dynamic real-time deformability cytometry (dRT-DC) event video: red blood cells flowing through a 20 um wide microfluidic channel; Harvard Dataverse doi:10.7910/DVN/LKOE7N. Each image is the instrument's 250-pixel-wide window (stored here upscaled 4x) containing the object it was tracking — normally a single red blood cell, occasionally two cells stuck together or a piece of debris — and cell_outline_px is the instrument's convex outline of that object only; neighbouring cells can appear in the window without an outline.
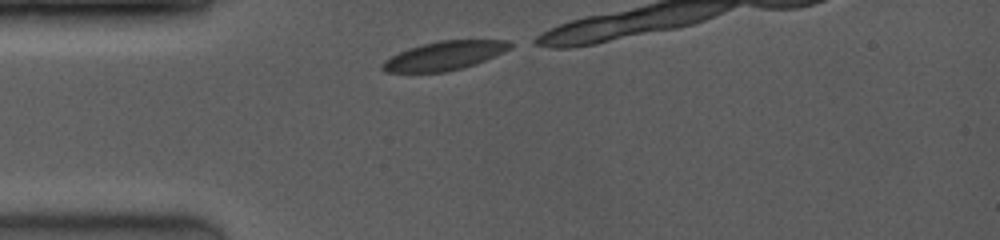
{"species": "common noctule bat (a hibernating species)", "species_latin": "Nyctalus noctula", "temperature_condition": "room temperature", "stored_images_in_passage": 12, "camera_frame_rate_fps": 4000, "um_per_image_px": 0.085, "animal": {"sex": "female", "body_mass_g": 19.0, "forearm_length_mm": 53.3}, "frame": {"image": 1, "passage_image": 1, "time_ms": 0.0, "image_size_px": [1000, 240], "cell_outline_px": [[520, 44], [504, 52], [476, 64], [464, 68], [444, 72], [384, 72], [380, 68], [380, 64], [384, 60], [408, 48], [440, 40], [512, 40]], "centroid_in_image_um": [37.85, 4.73], "position_along_channel_um": 47.1, "area_um2": 21.79}}
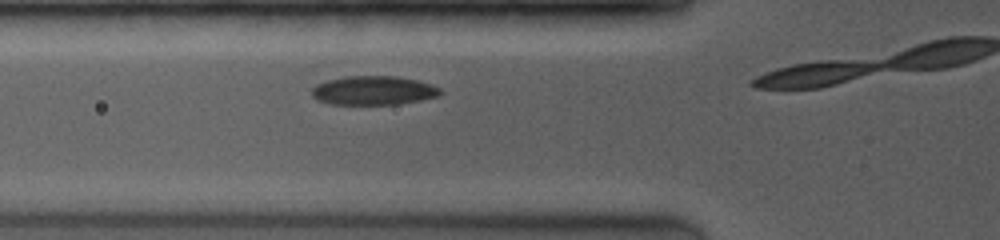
{"frame": {"image": 2, "passage_image": 8, "time_ms": 1.5, "image_size_px": [1000, 240], "cell_outline_px": [[444, 92], [436, 96], [420, 100], [400, 104], [332, 104], [316, 100], [312, 96], [312, 88], [316, 84], [328, 80], [348, 76], [392, 76], [416, 80], [440, 88]], "centroid_in_image_um": [31.71, 7.69], "position_along_channel_um": 94.1, "area_um2": 21.5}}
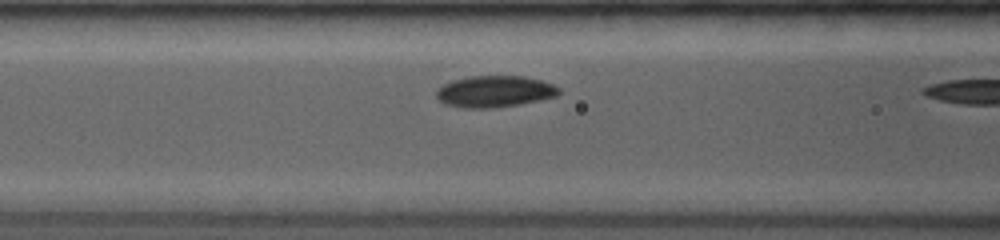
{"frame": {"image": 3, "passage_image": 11, "time_ms": 2.25, "image_size_px": [1000, 240], "cell_outline_px": [[560, 92], [556, 96], [540, 100], [520, 104], [492, 108], [460, 108], [444, 104], [436, 96], [436, 92], [444, 84], [456, 80], [472, 76], [520, 76], [540, 80], [552, 84], [560, 88]], "centroid_in_image_um": [42.05, 7.79], "position_along_channel_um": 124.5, "area_um2": 22.31}}